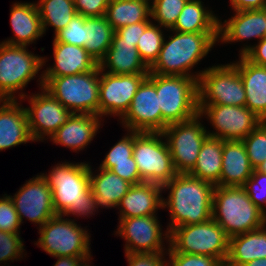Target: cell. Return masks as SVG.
<instances>
[{"label": "cell", "instance_id": "cell-48", "mask_svg": "<svg viewBox=\"0 0 266 266\" xmlns=\"http://www.w3.org/2000/svg\"><path fill=\"white\" fill-rule=\"evenodd\" d=\"M239 55L244 56L255 65L266 66V37L258 41L256 45H244V47L240 49Z\"/></svg>", "mask_w": 266, "mask_h": 266}, {"label": "cell", "instance_id": "cell-29", "mask_svg": "<svg viewBox=\"0 0 266 266\" xmlns=\"http://www.w3.org/2000/svg\"><path fill=\"white\" fill-rule=\"evenodd\" d=\"M99 173L93 174L89 164L90 187L94 196L97 208H116L121 199L126 195L132 186L131 183L119 177L111 170L98 168Z\"/></svg>", "mask_w": 266, "mask_h": 266}, {"label": "cell", "instance_id": "cell-1", "mask_svg": "<svg viewBox=\"0 0 266 266\" xmlns=\"http://www.w3.org/2000/svg\"><path fill=\"white\" fill-rule=\"evenodd\" d=\"M162 189L170 190L162 199V209L168 208L171 222L168 232L177 226L198 224L212 218L215 185L189 174H176Z\"/></svg>", "mask_w": 266, "mask_h": 266}, {"label": "cell", "instance_id": "cell-10", "mask_svg": "<svg viewBox=\"0 0 266 266\" xmlns=\"http://www.w3.org/2000/svg\"><path fill=\"white\" fill-rule=\"evenodd\" d=\"M199 73L198 105L245 106L244 84L238 69L231 62L214 65Z\"/></svg>", "mask_w": 266, "mask_h": 266}, {"label": "cell", "instance_id": "cell-47", "mask_svg": "<svg viewBox=\"0 0 266 266\" xmlns=\"http://www.w3.org/2000/svg\"><path fill=\"white\" fill-rule=\"evenodd\" d=\"M98 211V208L96 206L94 196L92 193V189L90 188L84 195L83 199L80 200L76 205H71V207L63 214V216H69V215H78L80 217H85L89 215H94Z\"/></svg>", "mask_w": 266, "mask_h": 266}, {"label": "cell", "instance_id": "cell-54", "mask_svg": "<svg viewBox=\"0 0 266 266\" xmlns=\"http://www.w3.org/2000/svg\"><path fill=\"white\" fill-rule=\"evenodd\" d=\"M90 263L89 262H87L84 266H91V265H89Z\"/></svg>", "mask_w": 266, "mask_h": 266}, {"label": "cell", "instance_id": "cell-42", "mask_svg": "<svg viewBox=\"0 0 266 266\" xmlns=\"http://www.w3.org/2000/svg\"><path fill=\"white\" fill-rule=\"evenodd\" d=\"M21 224L10 195L5 194L0 198V231L18 234Z\"/></svg>", "mask_w": 266, "mask_h": 266}, {"label": "cell", "instance_id": "cell-25", "mask_svg": "<svg viewBox=\"0 0 266 266\" xmlns=\"http://www.w3.org/2000/svg\"><path fill=\"white\" fill-rule=\"evenodd\" d=\"M10 24L15 36L4 40L6 44L29 46L44 34L39 9L34 2L14 3L10 10Z\"/></svg>", "mask_w": 266, "mask_h": 266}, {"label": "cell", "instance_id": "cell-23", "mask_svg": "<svg viewBox=\"0 0 266 266\" xmlns=\"http://www.w3.org/2000/svg\"><path fill=\"white\" fill-rule=\"evenodd\" d=\"M162 191V186L156 183L132 185L117 206L119 218L156 215V211L162 209Z\"/></svg>", "mask_w": 266, "mask_h": 266}, {"label": "cell", "instance_id": "cell-36", "mask_svg": "<svg viewBox=\"0 0 266 266\" xmlns=\"http://www.w3.org/2000/svg\"><path fill=\"white\" fill-rule=\"evenodd\" d=\"M151 18L167 31L171 29L188 0H151Z\"/></svg>", "mask_w": 266, "mask_h": 266}, {"label": "cell", "instance_id": "cell-35", "mask_svg": "<svg viewBox=\"0 0 266 266\" xmlns=\"http://www.w3.org/2000/svg\"><path fill=\"white\" fill-rule=\"evenodd\" d=\"M161 28L162 27H160L158 24L156 25L151 22L145 28L136 46L142 61L148 67L155 62L161 51L165 37Z\"/></svg>", "mask_w": 266, "mask_h": 266}, {"label": "cell", "instance_id": "cell-14", "mask_svg": "<svg viewBox=\"0 0 266 266\" xmlns=\"http://www.w3.org/2000/svg\"><path fill=\"white\" fill-rule=\"evenodd\" d=\"M18 96L21 101L30 100V107L25 109L34 141H43L45 136L50 138L73 114L44 88H41V93L33 94L29 98L23 92Z\"/></svg>", "mask_w": 266, "mask_h": 266}, {"label": "cell", "instance_id": "cell-46", "mask_svg": "<svg viewBox=\"0 0 266 266\" xmlns=\"http://www.w3.org/2000/svg\"><path fill=\"white\" fill-rule=\"evenodd\" d=\"M165 253H125V256L129 266H166Z\"/></svg>", "mask_w": 266, "mask_h": 266}, {"label": "cell", "instance_id": "cell-53", "mask_svg": "<svg viewBox=\"0 0 266 266\" xmlns=\"http://www.w3.org/2000/svg\"><path fill=\"white\" fill-rule=\"evenodd\" d=\"M259 172L265 173L266 174V160L263 161L256 169Z\"/></svg>", "mask_w": 266, "mask_h": 266}, {"label": "cell", "instance_id": "cell-28", "mask_svg": "<svg viewBox=\"0 0 266 266\" xmlns=\"http://www.w3.org/2000/svg\"><path fill=\"white\" fill-rule=\"evenodd\" d=\"M261 258H266V224L229 238V251L224 266H243Z\"/></svg>", "mask_w": 266, "mask_h": 266}, {"label": "cell", "instance_id": "cell-20", "mask_svg": "<svg viewBox=\"0 0 266 266\" xmlns=\"http://www.w3.org/2000/svg\"><path fill=\"white\" fill-rule=\"evenodd\" d=\"M229 20L219 19L218 41L224 43L241 42L252 38L261 41L266 37V13L263 9L234 11Z\"/></svg>", "mask_w": 266, "mask_h": 266}, {"label": "cell", "instance_id": "cell-30", "mask_svg": "<svg viewBox=\"0 0 266 266\" xmlns=\"http://www.w3.org/2000/svg\"><path fill=\"white\" fill-rule=\"evenodd\" d=\"M222 151L223 140L208 136L203 142L195 166L189 175L220 186Z\"/></svg>", "mask_w": 266, "mask_h": 266}, {"label": "cell", "instance_id": "cell-11", "mask_svg": "<svg viewBox=\"0 0 266 266\" xmlns=\"http://www.w3.org/2000/svg\"><path fill=\"white\" fill-rule=\"evenodd\" d=\"M202 116L168 125L163 131L174 169L177 174H189L199 155L205 139L209 136L207 129L200 122Z\"/></svg>", "mask_w": 266, "mask_h": 266}, {"label": "cell", "instance_id": "cell-45", "mask_svg": "<svg viewBox=\"0 0 266 266\" xmlns=\"http://www.w3.org/2000/svg\"><path fill=\"white\" fill-rule=\"evenodd\" d=\"M77 14L84 17L105 16L106 8L111 0H73Z\"/></svg>", "mask_w": 266, "mask_h": 266}, {"label": "cell", "instance_id": "cell-34", "mask_svg": "<svg viewBox=\"0 0 266 266\" xmlns=\"http://www.w3.org/2000/svg\"><path fill=\"white\" fill-rule=\"evenodd\" d=\"M37 4L43 32L54 27V36L77 15L73 0H40Z\"/></svg>", "mask_w": 266, "mask_h": 266}, {"label": "cell", "instance_id": "cell-2", "mask_svg": "<svg viewBox=\"0 0 266 266\" xmlns=\"http://www.w3.org/2000/svg\"><path fill=\"white\" fill-rule=\"evenodd\" d=\"M163 41L161 51L149 67V73L158 75H181L196 78L191 69L198 64L218 41V32H177Z\"/></svg>", "mask_w": 266, "mask_h": 266}, {"label": "cell", "instance_id": "cell-49", "mask_svg": "<svg viewBox=\"0 0 266 266\" xmlns=\"http://www.w3.org/2000/svg\"><path fill=\"white\" fill-rule=\"evenodd\" d=\"M151 22H138L117 29L115 32L122 38V42L134 43L137 46L139 38L142 36L145 28Z\"/></svg>", "mask_w": 266, "mask_h": 266}, {"label": "cell", "instance_id": "cell-24", "mask_svg": "<svg viewBox=\"0 0 266 266\" xmlns=\"http://www.w3.org/2000/svg\"><path fill=\"white\" fill-rule=\"evenodd\" d=\"M98 65L103 72L111 74L149 73V67L142 61L134 43L122 42V38L116 32L111 46Z\"/></svg>", "mask_w": 266, "mask_h": 266}, {"label": "cell", "instance_id": "cell-27", "mask_svg": "<svg viewBox=\"0 0 266 266\" xmlns=\"http://www.w3.org/2000/svg\"><path fill=\"white\" fill-rule=\"evenodd\" d=\"M253 170L244 143L223 140L220 186L243 187Z\"/></svg>", "mask_w": 266, "mask_h": 266}, {"label": "cell", "instance_id": "cell-9", "mask_svg": "<svg viewBox=\"0 0 266 266\" xmlns=\"http://www.w3.org/2000/svg\"><path fill=\"white\" fill-rule=\"evenodd\" d=\"M63 218V215H56L41 226L36 245L55 258L91 257L90 233L75 220Z\"/></svg>", "mask_w": 266, "mask_h": 266}, {"label": "cell", "instance_id": "cell-32", "mask_svg": "<svg viewBox=\"0 0 266 266\" xmlns=\"http://www.w3.org/2000/svg\"><path fill=\"white\" fill-rule=\"evenodd\" d=\"M149 17L151 2L147 0H111L105 13L114 31L138 22H152Z\"/></svg>", "mask_w": 266, "mask_h": 266}, {"label": "cell", "instance_id": "cell-7", "mask_svg": "<svg viewBox=\"0 0 266 266\" xmlns=\"http://www.w3.org/2000/svg\"><path fill=\"white\" fill-rule=\"evenodd\" d=\"M47 58L29 52L26 46L0 43V100H18L28 82L46 64Z\"/></svg>", "mask_w": 266, "mask_h": 266}, {"label": "cell", "instance_id": "cell-6", "mask_svg": "<svg viewBox=\"0 0 266 266\" xmlns=\"http://www.w3.org/2000/svg\"><path fill=\"white\" fill-rule=\"evenodd\" d=\"M169 234V247L174 252L207 255L225 264L229 237L213 218L198 224L177 226Z\"/></svg>", "mask_w": 266, "mask_h": 266}, {"label": "cell", "instance_id": "cell-5", "mask_svg": "<svg viewBox=\"0 0 266 266\" xmlns=\"http://www.w3.org/2000/svg\"><path fill=\"white\" fill-rule=\"evenodd\" d=\"M42 81L43 88L72 113L98 115L99 66L87 73L42 77Z\"/></svg>", "mask_w": 266, "mask_h": 266}, {"label": "cell", "instance_id": "cell-15", "mask_svg": "<svg viewBox=\"0 0 266 266\" xmlns=\"http://www.w3.org/2000/svg\"><path fill=\"white\" fill-rule=\"evenodd\" d=\"M148 74H111L100 69L98 116H119L130 107L134 95Z\"/></svg>", "mask_w": 266, "mask_h": 266}, {"label": "cell", "instance_id": "cell-3", "mask_svg": "<svg viewBox=\"0 0 266 266\" xmlns=\"http://www.w3.org/2000/svg\"><path fill=\"white\" fill-rule=\"evenodd\" d=\"M212 218L229 238L266 224V215L250 200L245 188L237 186H215Z\"/></svg>", "mask_w": 266, "mask_h": 266}, {"label": "cell", "instance_id": "cell-22", "mask_svg": "<svg viewBox=\"0 0 266 266\" xmlns=\"http://www.w3.org/2000/svg\"><path fill=\"white\" fill-rule=\"evenodd\" d=\"M101 116L95 114L73 113L50 139L74 152L80 151L91 143L101 126Z\"/></svg>", "mask_w": 266, "mask_h": 266}, {"label": "cell", "instance_id": "cell-13", "mask_svg": "<svg viewBox=\"0 0 266 266\" xmlns=\"http://www.w3.org/2000/svg\"><path fill=\"white\" fill-rule=\"evenodd\" d=\"M199 115L206 117L215 132L207 131L209 136L224 141H242L262 121L246 106L198 105Z\"/></svg>", "mask_w": 266, "mask_h": 266}, {"label": "cell", "instance_id": "cell-26", "mask_svg": "<svg viewBox=\"0 0 266 266\" xmlns=\"http://www.w3.org/2000/svg\"><path fill=\"white\" fill-rule=\"evenodd\" d=\"M232 63L239 71L244 84L246 103L262 121L266 118V66H258L248 61L244 56Z\"/></svg>", "mask_w": 266, "mask_h": 266}, {"label": "cell", "instance_id": "cell-41", "mask_svg": "<svg viewBox=\"0 0 266 266\" xmlns=\"http://www.w3.org/2000/svg\"><path fill=\"white\" fill-rule=\"evenodd\" d=\"M243 187L250 200L266 215V174L254 169Z\"/></svg>", "mask_w": 266, "mask_h": 266}, {"label": "cell", "instance_id": "cell-19", "mask_svg": "<svg viewBox=\"0 0 266 266\" xmlns=\"http://www.w3.org/2000/svg\"><path fill=\"white\" fill-rule=\"evenodd\" d=\"M53 57L54 65L47 67L40 74V89L44 87L42 77H60L87 73L99 66L98 62L84 47L58 42L55 38L53 40Z\"/></svg>", "mask_w": 266, "mask_h": 266}, {"label": "cell", "instance_id": "cell-38", "mask_svg": "<svg viewBox=\"0 0 266 266\" xmlns=\"http://www.w3.org/2000/svg\"><path fill=\"white\" fill-rule=\"evenodd\" d=\"M86 17L77 14L67 26L55 35L58 42L85 47L86 42Z\"/></svg>", "mask_w": 266, "mask_h": 266}, {"label": "cell", "instance_id": "cell-17", "mask_svg": "<svg viewBox=\"0 0 266 266\" xmlns=\"http://www.w3.org/2000/svg\"><path fill=\"white\" fill-rule=\"evenodd\" d=\"M21 223L26 217L28 221L43 226L49 219L56 216L53 206V196L47 180L37 175L26 181L15 195L10 196Z\"/></svg>", "mask_w": 266, "mask_h": 266}, {"label": "cell", "instance_id": "cell-50", "mask_svg": "<svg viewBox=\"0 0 266 266\" xmlns=\"http://www.w3.org/2000/svg\"><path fill=\"white\" fill-rule=\"evenodd\" d=\"M234 11L263 9L266 6V0H230Z\"/></svg>", "mask_w": 266, "mask_h": 266}, {"label": "cell", "instance_id": "cell-37", "mask_svg": "<svg viewBox=\"0 0 266 266\" xmlns=\"http://www.w3.org/2000/svg\"><path fill=\"white\" fill-rule=\"evenodd\" d=\"M242 142L245 145L252 168L257 169L266 160V122L261 121Z\"/></svg>", "mask_w": 266, "mask_h": 266}, {"label": "cell", "instance_id": "cell-18", "mask_svg": "<svg viewBox=\"0 0 266 266\" xmlns=\"http://www.w3.org/2000/svg\"><path fill=\"white\" fill-rule=\"evenodd\" d=\"M121 123L127 131L162 132V115L156 87L148 78L139 86Z\"/></svg>", "mask_w": 266, "mask_h": 266}, {"label": "cell", "instance_id": "cell-40", "mask_svg": "<svg viewBox=\"0 0 266 266\" xmlns=\"http://www.w3.org/2000/svg\"><path fill=\"white\" fill-rule=\"evenodd\" d=\"M23 240L20 233H7L0 231V263L14 261L23 257Z\"/></svg>", "mask_w": 266, "mask_h": 266}, {"label": "cell", "instance_id": "cell-16", "mask_svg": "<svg viewBox=\"0 0 266 266\" xmlns=\"http://www.w3.org/2000/svg\"><path fill=\"white\" fill-rule=\"evenodd\" d=\"M161 227L156 215L124 218L119 219L116 235L125 239V253L167 252L163 240L169 242L170 234H163Z\"/></svg>", "mask_w": 266, "mask_h": 266}, {"label": "cell", "instance_id": "cell-33", "mask_svg": "<svg viewBox=\"0 0 266 266\" xmlns=\"http://www.w3.org/2000/svg\"><path fill=\"white\" fill-rule=\"evenodd\" d=\"M86 51L99 63L112 44L114 29L105 16L86 17Z\"/></svg>", "mask_w": 266, "mask_h": 266}, {"label": "cell", "instance_id": "cell-43", "mask_svg": "<svg viewBox=\"0 0 266 266\" xmlns=\"http://www.w3.org/2000/svg\"><path fill=\"white\" fill-rule=\"evenodd\" d=\"M99 167L111 170L132 185L143 183L133 156L130 157V161L102 162Z\"/></svg>", "mask_w": 266, "mask_h": 266}, {"label": "cell", "instance_id": "cell-8", "mask_svg": "<svg viewBox=\"0 0 266 266\" xmlns=\"http://www.w3.org/2000/svg\"><path fill=\"white\" fill-rule=\"evenodd\" d=\"M162 132L134 131L133 157L143 182L161 186L177 173Z\"/></svg>", "mask_w": 266, "mask_h": 266}, {"label": "cell", "instance_id": "cell-52", "mask_svg": "<svg viewBox=\"0 0 266 266\" xmlns=\"http://www.w3.org/2000/svg\"><path fill=\"white\" fill-rule=\"evenodd\" d=\"M243 266H266V258L252 260Z\"/></svg>", "mask_w": 266, "mask_h": 266}, {"label": "cell", "instance_id": "cell-12", "mask_svg": "<svg viewBox=\"0 0 266 266\" xmlns=\"http://www.w3.org/2000/svg\"><path fill=\"white\" fill-rule=\"evenodd\" d=\"M42 176L52 191L54 211L63 215L71 205H76L91 188L89 164L62 162Z\"/></svg>", "mask_w": 266, "mask_h": 266}, {"label": "cell", "instance_id": "cell-44", "mask_svg": "<svg viewBox=\"0 0 266 266\" xmlns=\"http://www.w3.org/2000/svg\"><path fill=\"white\" fill-rule=\"evenodd\" d=\"M128 133L111 147L102 162L130 161V157L133 156L134 131H128Z\"/></svg>", "mask_w": 266, "mask_h": 266}, {"label": "cell", "instance_id": "cell-21", "mask_svg": "<svg viewBox=\"0 0 266 266\" xmlns=\"http://www.w3.org/2000/svg\"><path fill=\"white\" fill-rule=\"evenodd\" d=\"M29 141L26 109L17 100H0V151Z\"/></svg>", "mask_w": 266, "mask_h": 266}, {"label": "cell", "instance_id": "cell-31", "mask_svg": "<svg viewBox=\"0 0 266 266\" xmlns=\"http://www.w3.org/2000/svg\"><path fill=\"white\" fill-rule=\"evenodd\" d=\"M203 5L201 0H188L175 25L169 31L218 32L219 18Z\"/></svg>", "mask_w": 266, "mask_h": 266}, {"label": "cell", "instance_id": "cell-51", "mask_svg": "<svg viewBox=\"0 0 266 266\" xmlns=\"http://www.w3.org/2000/svg\"><path fill=\"white\" fill-rule=\"evenodd\" d=\"M57 262L54 266H84L87 262H90L92 257H71L62 256L56 257Z\"/></svg>", "mask_w": 266, "mask_h": 266}, {"label": "cell", "instance_id": "cell-39", "mask_svg": "<svg viewBox=\"0 0 266 266\" xmlns=\"http://www.w3.org/2000/svg\"><path fill=\"white\" fill-rule=\"evenodd\" d=\"M169 260L166 261V266H224V264L217 258L198 255L174 252L168 246Z\"/></svg>", "mask_w": 266, "mask_h": 266}, {"label": "cell", "instance_id": "cell-4", "mask_svg": "<svg viewBox=\"0 0 266 266\" xmlns=\"http://www.w3.org/2000/svg\"><path fill=\"white\" fill-rule=\"evenodd\" d=\"M155 85L162 115V131L170 124L190 120L199 114L198 80L181 75L148 73Z\"/></svg>", "mask_w": 266, "mask_h": 266}]
</instances>
